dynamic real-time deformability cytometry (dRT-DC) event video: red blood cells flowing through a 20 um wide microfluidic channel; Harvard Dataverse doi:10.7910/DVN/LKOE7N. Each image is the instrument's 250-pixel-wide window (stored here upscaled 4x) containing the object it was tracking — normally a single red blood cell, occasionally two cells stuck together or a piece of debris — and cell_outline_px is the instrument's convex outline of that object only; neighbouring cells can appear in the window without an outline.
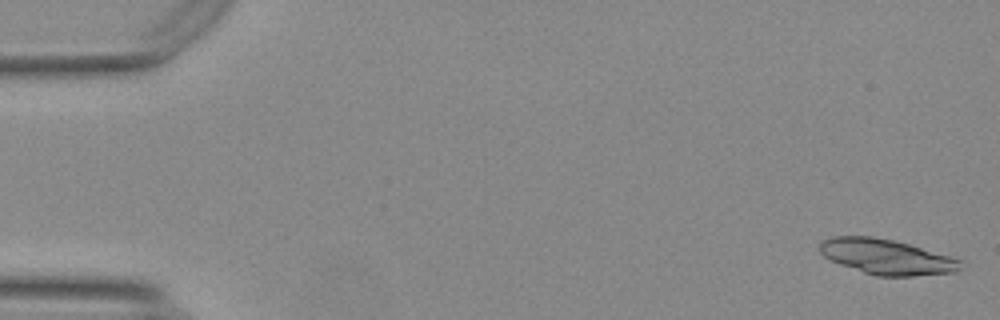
{"species": "Egyptian fruit bat (a non-hibernating species)", "species_latin": "Rousettus aegyptiacus", "temperature_condition": "warm", "stored_images_in_passage": 55, "segment_of_instrument_passage": [1, 2], "camera_frame_rate_fps": 3000, "um_per_image_px": 0.085, "animal": {"sex": "female"}, "frame": {"image": 1, "passage_image": 2, "time_ms": 0.333, "image_size_px": [1000, 320], "cell_outline_px": [[964, 260], [960, 268], [956, 272], [912, 276], [876, 276], [840, 264], [824, 256], [820, 252], [820, 244], [824, 240], [832, 236], [872, 236], [892, 240], [908, 244], [952, 256]], "centroid_in_image_um": [75.4, 21.83], "position_along_channel_um": 9.6, "area_um2": 28.78}}
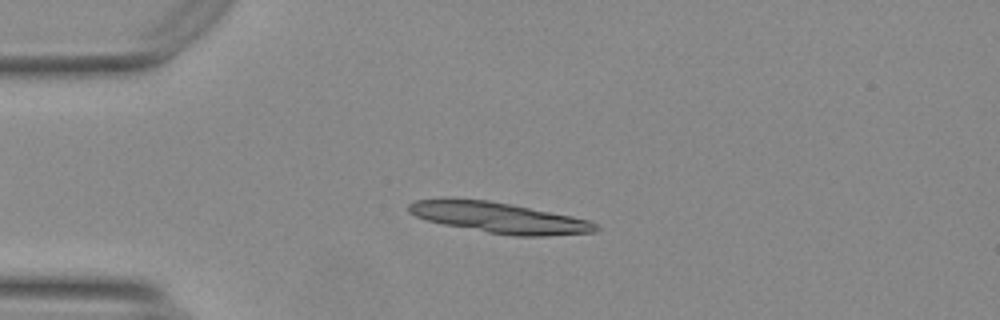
{"frame": {"image": 2, "passage_image": 14, "time_ms": 4.333, "image_size_px": [1000, 320], "cell_outline_px": [[600, 228], [592, 232], [544, 236], [516, 236], [488, 232], [444, 224], [428, 220], [416, 216], [408, 212], [408, 204], [416, 200], [440, 196], [448, 196], [488, 200], [512, 204], [572, 216], [588, 220], [596, 224]], "centroid_in_image_um": [42.33, 18.46], "position_along_channel_um": 42.7, "area_um2": 33.76}}